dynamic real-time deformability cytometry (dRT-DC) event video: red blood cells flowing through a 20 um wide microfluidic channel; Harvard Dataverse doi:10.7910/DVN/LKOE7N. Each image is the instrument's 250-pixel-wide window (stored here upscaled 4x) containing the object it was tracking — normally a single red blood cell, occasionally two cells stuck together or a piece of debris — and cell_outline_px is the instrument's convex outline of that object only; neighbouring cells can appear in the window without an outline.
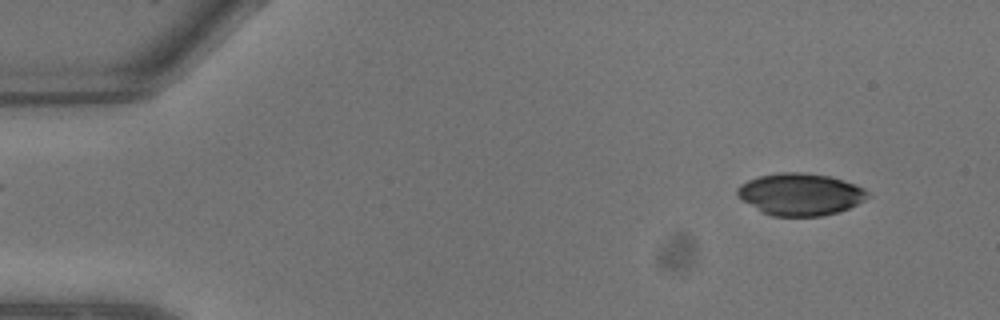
{"species": "common noctule bat (a hibernating species)", "species_latin": "Nyctalus noctula", "temperature_condition": "warm", "stored_images_in_passage": 9, "camera_frame_rate_fps": 3000, "um_per_image_px": 0.085, "animal": {"sex": "male", "body_mass_g": 13.3}, "frame": {"image": 1, "passage_image": 3, "time_ms": 0.667, "image_size_px": [1000, 320], "cell_outline_px": [[868, 196], [864, 200], [848, 208], [836, 212], [820, 216], [772, 216], [740, 200], [736, 196], [736, 188], [740, 184], [748, 180], [760, 176], [780, 172], [800, 172], [828, 176], [864, 188], [868, 192]], "centroid_in_image_um": [67.96, 16.51], "position_along_channel_um": 17.0, "area_um2": 31.62}}
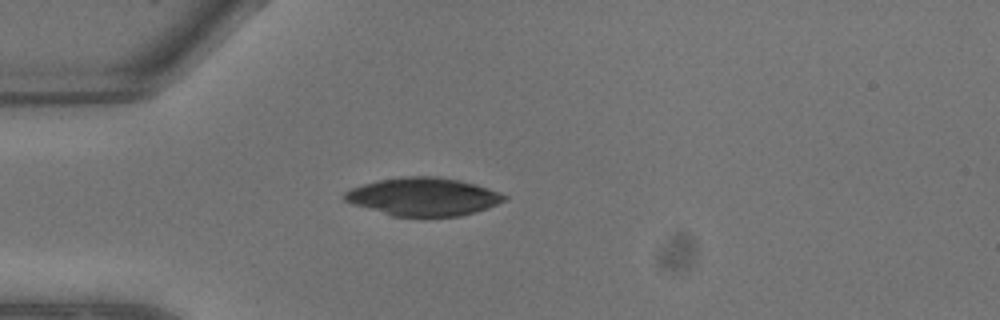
{"frame": {"image": 2, "passage_image": 7, "time_ms": 2.0, "image_size_px": [1000, 320], "cell_outline_px": [[508, 200], [488, 208], [476, 212], [460, 216], [392, 216], [352, 204], [344, 200], [344, 192], [352, 188], [376, 180], [400, 176], [440, 176], [460, 180], [476, 184], [500, 192], [508, 196]], "centroid_in_image_um": [36.01, 16.71], "position_along_channel_um": 49.0, "area_um2": 35.72}}
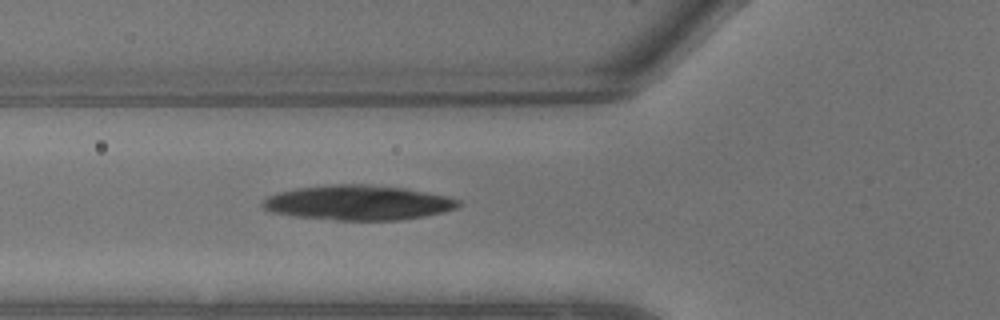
{"frame": {"image": 3, "passage_image": 9, "time_ms": 2.667, "image_size_px": [1000, 320], "cell_outline_px": [[464, 204], [456, 208], [444, 212], [424, 216], [400, 220], [336, 220], [296, 216], [272, 212], [264, 208], [260, 204], [268, 196], [280, 192], [296, 188], [332, 184], [364, 184], [404, 188], [428, 192], [448, 196], [460, 200]], "centroid_in_image_um": [30.49, 17.22], "position_along_channel_um": 95.3, "area_um2": 39.77}}